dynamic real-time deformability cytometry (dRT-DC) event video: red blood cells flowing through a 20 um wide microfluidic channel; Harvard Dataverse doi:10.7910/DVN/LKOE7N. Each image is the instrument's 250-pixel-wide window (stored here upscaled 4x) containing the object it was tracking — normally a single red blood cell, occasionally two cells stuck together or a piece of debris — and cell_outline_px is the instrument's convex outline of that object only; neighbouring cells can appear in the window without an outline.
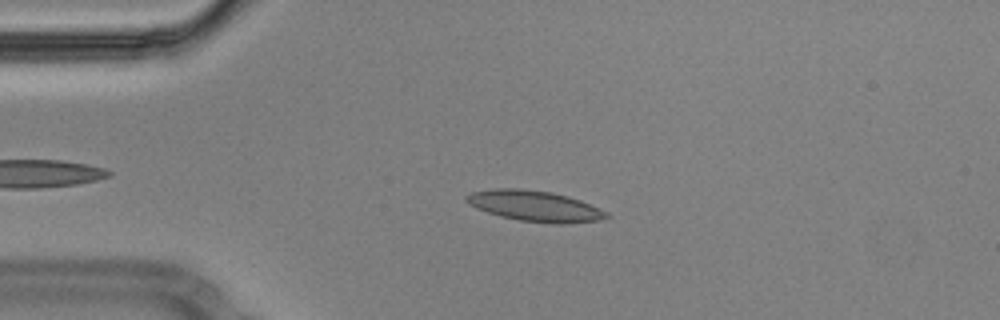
{"species": "Egyptian fruit bat (a non-hibernating species)", "species_latin": "Rousettus aegyptiacus", "temperature_condition": "cold", "stored_images_in_passage": 43, "camera_frame_rate_fps": 3000, "um_per_image_px": 0.085, "animal": {"sex": "male"}, "frame": {"image": 1, "passage_image": 8, "time_ms": 2.333, "image_size_px": [1000, 320], "cell_outline_px": [[608, 216], [600, 220], [564, 224], [552, 224], [520, 220], [500, 216], [476, 208], [468, 204], [464, 200], [464, 196], [472, 192], [496, 188], [520, 188], [552, 192], [568, 196], [580, 200], [608, 212]], "centroid_in_image_um": [45.43, 17.51], "position_along_channel_um": 39.6, "area_um2": 25.14}}
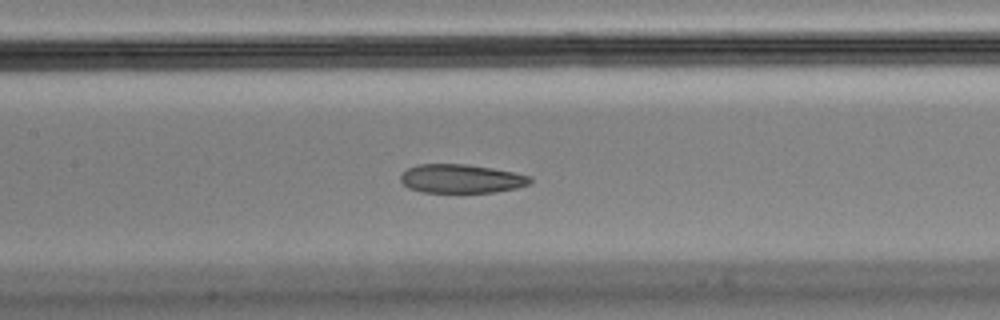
{"frame": {"image": 2, "passage_image": 21, "time_ms": 6.667, "image_size_px": [1000, 320], "cell_outline_px": [[532, 180], [528, 184], [516, 188], [496, 192], [420, 192], [408, 188], [400, 180], [400, 176], [408, 168], [416, 164], [468, 164], [492, 168], [532, 176]], "centroid_in_image_um": [39.19, 15.19], "position_along_channel_um": 168.2, "area_um2": 21.73}}
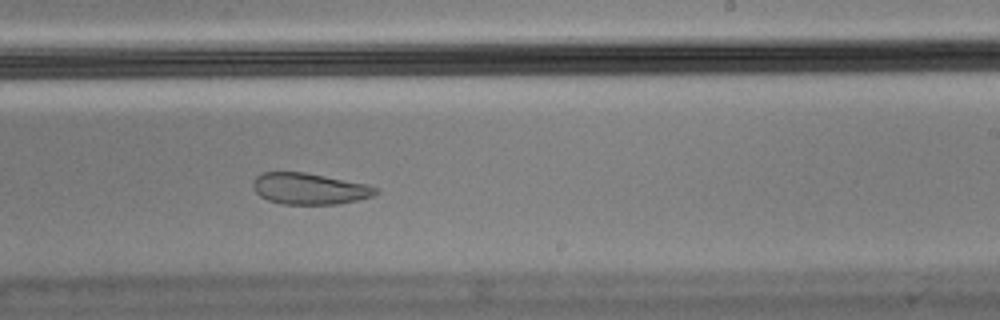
{"frame": {"image": 3, "passage_image": 29, "time_ms": 9.333, "image_size_px": [1000, 320], "cell_outline_px": [[376, 192], [372, 196], [356, 200], [336, 204], [284, 204], [268, 200], [260, 196], [256, 192], [252, 184], [252, 180], [260, 172], [304, 172], [368, 184], [376, 188]], "centroid_in_image_um": [26.25, 16.03], "position_along_channel_um": 262.8, "area_um2": 22.25}, "authors_computed_cell_mechanics": {"area_um2": 24.1026, "velocity_mm_per_s": 3.5539, "shape_relaxation_time_tau1_ms": null, "shape_relaxation_time_tau2_ms": 2.7896, "deformation_change_tau1": null, "deformation_change_tau2": 0.0827}}